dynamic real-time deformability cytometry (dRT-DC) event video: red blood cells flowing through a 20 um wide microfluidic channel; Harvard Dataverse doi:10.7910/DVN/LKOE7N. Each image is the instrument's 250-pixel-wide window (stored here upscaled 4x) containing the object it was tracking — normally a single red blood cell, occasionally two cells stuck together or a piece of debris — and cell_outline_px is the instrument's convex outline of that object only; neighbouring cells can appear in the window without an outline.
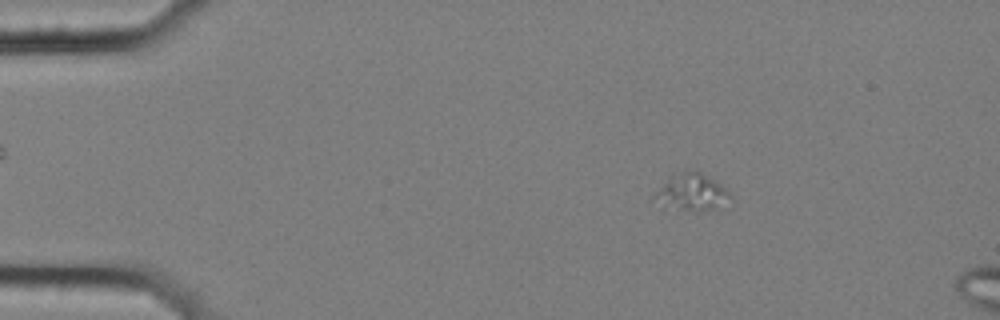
{"species": "common noctule bat (a hibernating species)", "species_latin": "Nyctalus noctula", "temperature_condition": "cold", "stored_images_in_passage": 3, "segment_of_instrument_passage": [1, 2], "camera_frame_rate_fps": 3000, "um_per_image_px": 0.085, "animal": {"sex": "female", "body_mass_g": 25.1}, "frame": {"image": 1, "passage_image": 1, "time_ms": 0.0, "image_size_px": [1000, 320], "cell_outline_px": [[736, 200], [716, 208], [700, 212], [664, 208], [652, 196], [672, 176], [680, 172], [700, 172], [720, 184]], "centroid_in_image_um": [58.85, 16.41], "position_along_channel_um": 26.2, "area_um2": 16.18}}